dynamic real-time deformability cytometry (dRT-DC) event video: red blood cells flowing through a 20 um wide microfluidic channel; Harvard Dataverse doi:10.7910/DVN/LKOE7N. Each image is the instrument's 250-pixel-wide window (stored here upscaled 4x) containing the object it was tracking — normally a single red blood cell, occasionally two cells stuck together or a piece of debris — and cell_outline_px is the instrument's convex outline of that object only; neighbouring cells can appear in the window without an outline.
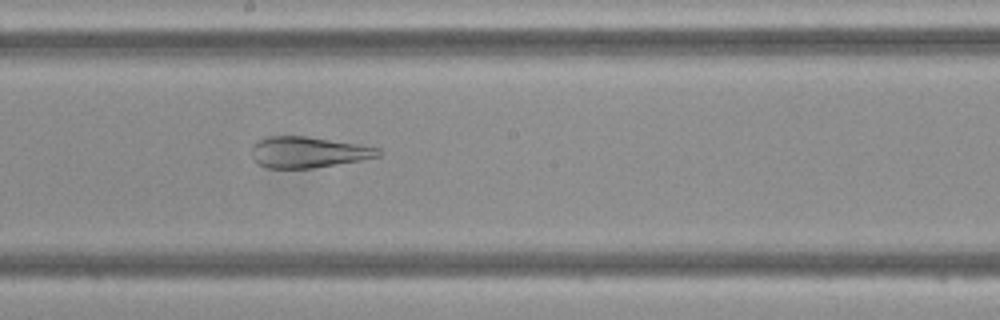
{"species": "Egyptian fruit bat (a non-hibernating species)", "species_latin": "Rousettus aegyptiacus", "temperature_condition": "cold", "stored_images_in_passage": 47, "camera_frame_rate_fps": 3000, "um_per_image_px": 0.085, "frame": {"image": 1, "passage_image": 25, "time_ms": 8.0, "image_size_px": [1000, 320], "cell_outline_px": [[380, 156], [360, 160], [312, 168], [268, 168], [260, 164], [252, 156], [252, 148], [256, 140], [268, 136], [304, 136], [356, 144], [380, 148]], "centroid_in_image_um": [26.16, 12.93], "position_along_channel_um": 222.0, "area_um2": 22.54}}
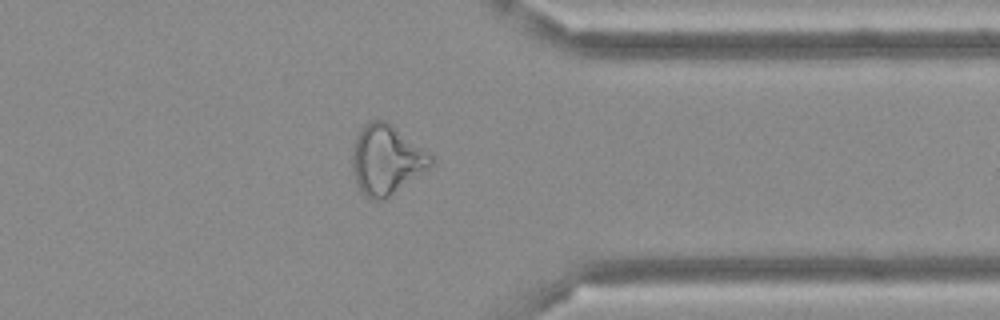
{"frame": {"image": 2, "passage_image": 37, "time_ms": 12.0, "image_size_px": [1000, 320], "cell_outline_px": [[436, 156], [432, 164], [384, 200], [368, 200], [360, 192], [352, 168], [352, 152], [356, 136], [360, 128], [368, 120], [388, 120], [432, 152]], "centroid_in_image_um": [32.86, 13.53], "position_along_channel_um": 378.5, "area_um2": 32.43}}
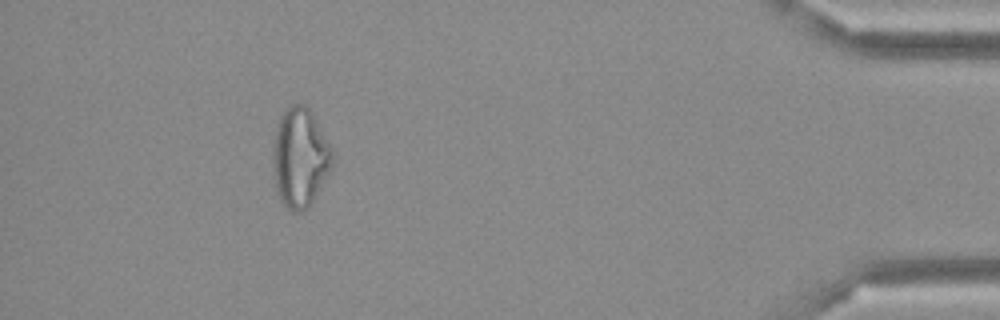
{"frame": {"image": 3, "passage_image": 43, "time_ms": 14.0, "image_size_px": [1000, 320], "cell_outline_px": [[336, 164], [308, 208], [300, 212], [292, 212], [280, 200], [276, 188], [272, 164], [272, 148], [276, 128], [280, 116], [288, 104], [304, 104], [312, 112], [332, 148]], "centroid_in_image_um": [25.52, 13.39], "position_along_channel_um": 409.7, "area_um2": 35.14}}